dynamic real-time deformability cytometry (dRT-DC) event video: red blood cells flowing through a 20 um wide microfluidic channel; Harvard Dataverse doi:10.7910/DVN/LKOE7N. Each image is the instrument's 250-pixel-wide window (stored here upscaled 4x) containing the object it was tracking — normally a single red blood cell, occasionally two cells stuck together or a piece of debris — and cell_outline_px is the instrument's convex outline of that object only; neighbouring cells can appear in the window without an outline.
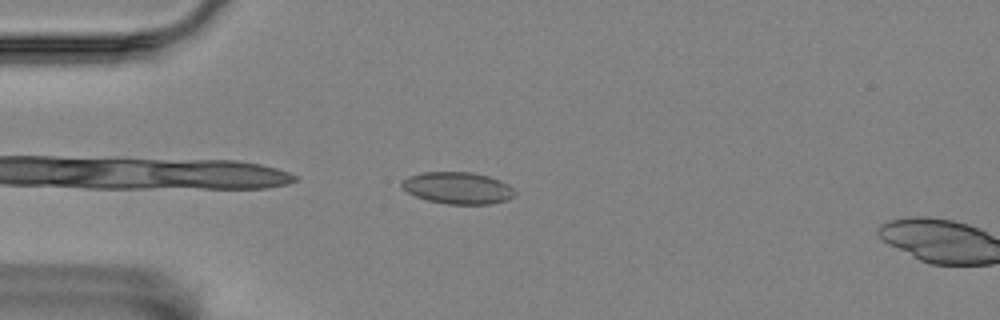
{"species": "Egyptian fruit bat (a non-hibernating species)", "species_latin": "Rousettus aegyptiacus", "temperature_condition": "room temperature", "stored_images_in_passage": 4, "camera_frame_rate_fps": 3000, "um_per_image_px": 0.085, "animal": {"sex": "female"}, "frame": {"image": 1, "passage_image": 2, "time_ms": 0.333, "image_size_px": [1000, 320], "cell_outline_px": [[516, 192], [508, 200], [488, 204], [448, 204], [428, 200], [416, 196], [400, 188], [400, 180], [408, 176], [424, 172], [472, 172], [488, 176], [508, 184]], "centroid_in_image_um": [38.86, 15.97], "position_along_channel_um": 46.1, "area_um2": 20.98}}